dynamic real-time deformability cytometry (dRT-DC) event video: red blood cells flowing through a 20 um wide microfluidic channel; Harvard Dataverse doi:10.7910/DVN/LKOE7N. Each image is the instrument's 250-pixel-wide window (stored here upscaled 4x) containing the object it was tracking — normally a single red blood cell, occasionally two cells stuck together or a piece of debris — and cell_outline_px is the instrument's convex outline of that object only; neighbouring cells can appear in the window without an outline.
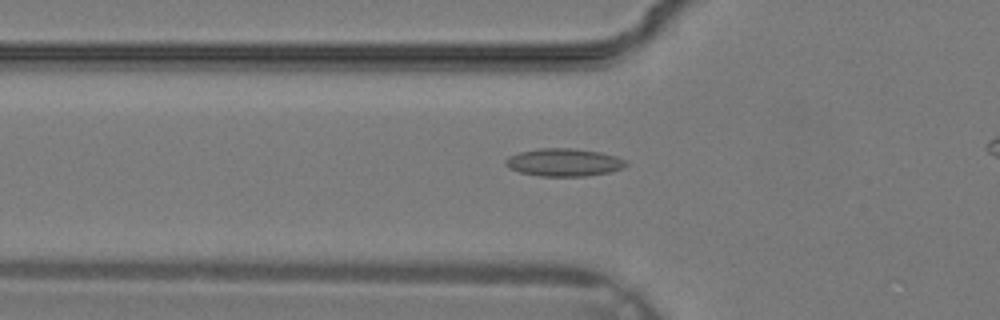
{"species": "common noctule bat (a hibernating species)", "species_latin": "Nyctalus noctula", "temperature_condition": "warm", "stored_images_in_passage": 33, "camera_frame_rate_fps": 3000, "um_per_image_px": 0.085, "animal": {"sex": "male", "body_mass_g": 19.2, "forearm_length_mm": 51.8}, "frame": {"image": 1, "passage_image": 13, "time_ms": 4.0, "image_size_px": [1000, 320], "cell_outline_px": [[628, 164], [624, 168], [612, 172], [588, 176], [540, 176], [520, 172], [508, 168], [504, 164], [504, 160], [508, 156], [520, 152], [540, 148], [572, 148], [600, 152], [616, 156], [624, 160]], "centroid_in_image_um": [47.93, 13.8], "position_along_channel_um": 77.9, "area_um2": 19.65}}
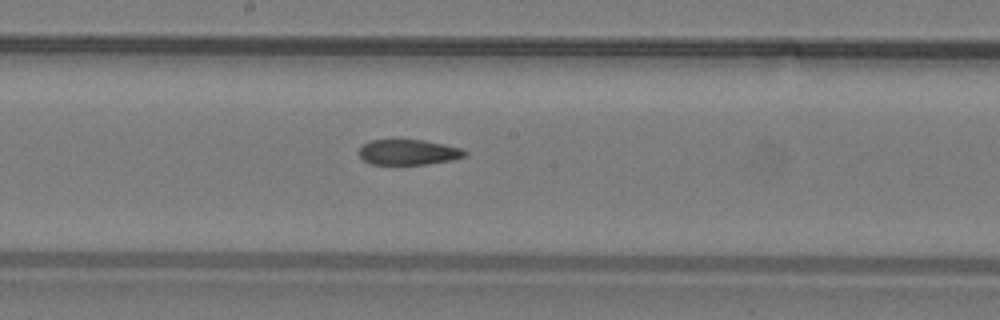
{"frame": {"image": 2, "passage_image": 20, "time_ms": 6.333, "image_size_px": [1000, 320], "cell_outline_px": [[468, 156], [452, 160], [428, 164], [372, 164], [364, 160], [360, 156], [360, 148], [364, 144], [372, 140], [424, 140], [444, 144], [460, 148], [468, 152]], "centroid_in_image_um": [34.77, 12.94], "position_along_channel_um": 213.4, "area_um2": 15.55}}
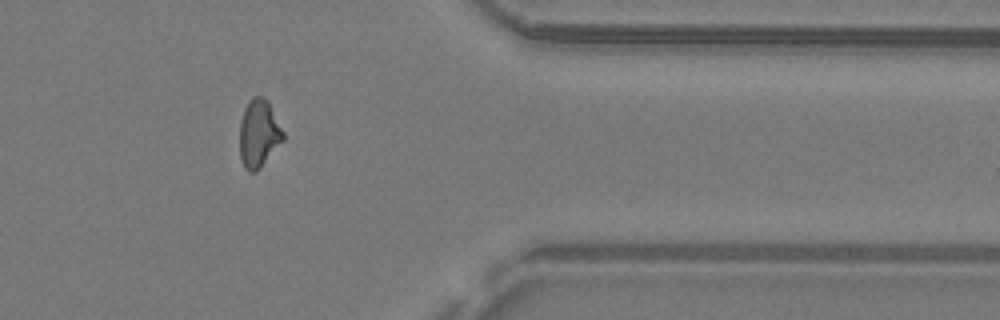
{"frame": {"image": 3, "passage_image": 30, "time_ms": 9.667, "image_size_px": [1000, 320], "cell_outline_px": [[284, 140], [260, 168], [256, 172], [248, 172], [244, 168], [240, 156], [240, 124], [244, 108], [248, 100], [252, 96], [264, 96], [268, 100], [284, 132]], "centroid_in_image_um": [22.0, 11.34], "position_along_channel_um": 389.4, "area_um2": 17.4}}